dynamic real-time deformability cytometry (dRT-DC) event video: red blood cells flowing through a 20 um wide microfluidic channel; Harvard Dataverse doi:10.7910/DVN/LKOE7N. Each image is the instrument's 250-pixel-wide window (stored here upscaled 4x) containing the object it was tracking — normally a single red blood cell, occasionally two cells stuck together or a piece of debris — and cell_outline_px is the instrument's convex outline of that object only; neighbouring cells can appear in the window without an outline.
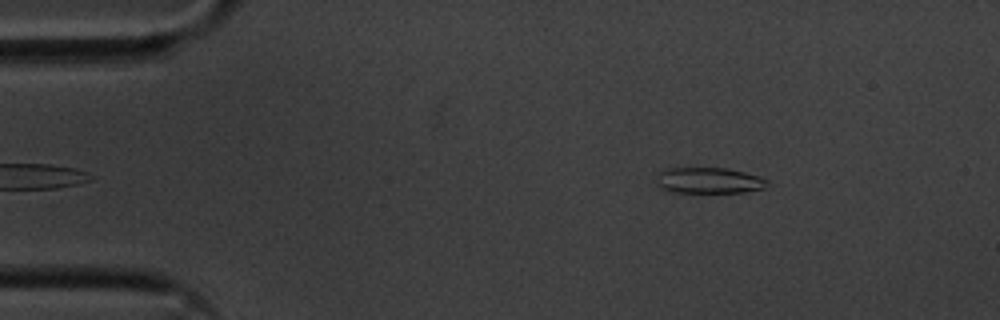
{"species": "common noctule bat (a hibernating species)", "species_latin": "Nyctalus noctula", "temperature_condition": "cold", "stored_images_in_passage": 50, "camera_frame_rate_fps": 3000, "um_per_image_px": 0.085, "animal": {"sex": "male", "body_mass_g": 20.1, "forearm_length_mm": 53.5}, "frame": {"image": 1, "passage_image": 2, "time_ms": 0.333, "image_size_px": [1000, 320], "cell_outline_px": [[768, 188], [744, 192], [676, 192], [660, 188], [656, 176], [664, 168], [724, 168], [744, 172], [760, 176], [768, 180]], "centroid_in_image_um": [60.3, 15.34], "position_along_channel_um": 24.7, "area_um2": 16.76}}
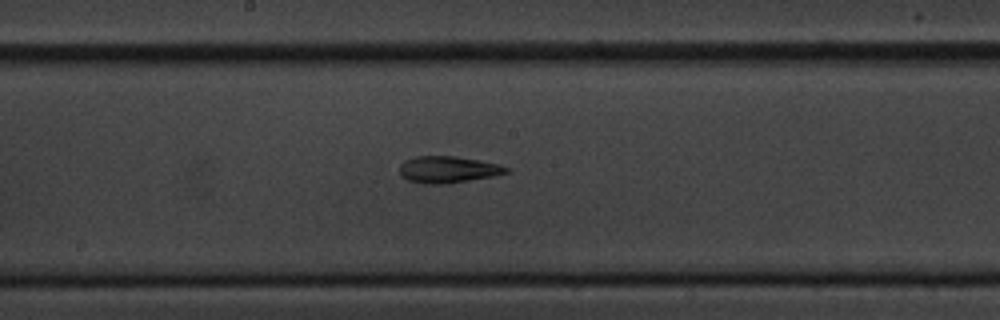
{"frame": {"image": 2, "passage_image": 23, "time_ms": 7.333, "image_size_px": [1000, 320], "cell_outline_px": [[512, 172], [496, 176], [448, 184], [424, 184], [408, 180], [400, 176], [400, 164], [404, 160], [416, 156], [456, 156], [500, 164], [512, 168]], "centroid_in_image_um": [38.14, 14.42], "position_along_channel_um": 210.1, "area_um2": 17.05}}
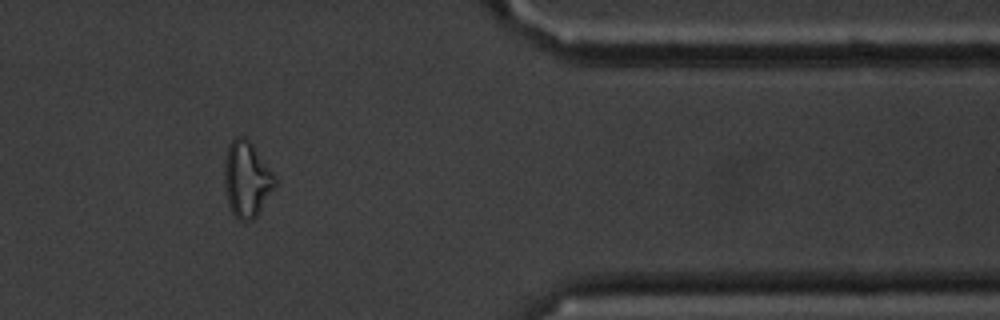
{"frame": {"image": 3, "passage_image": 40, "time_ms": 13.0, "image_size_px": [1000, 320], "cell_outline_px": [[276, 184], [256, 216], [252, 220], [244, 224], [236, 220], [228, 204], [224, 180], [224, 160], [228, 144], [236, 136], [244, 136], [252, 144], [276, 176]], "centroid_in_image_um": [20.95, 15.26], "position_along_channel_um": 390.5, "area_um2": 22.48}, "authors_computed_cell_mechanics": {"area_um2": 17.051, "velocity_mm_per_s": 3.5617, "shape_relaxation_time_tau1_ms": null, "shape_relaxation_time_tau2_ms": 9.5385, "deformation_change_tau1": null, "deformation_change_tau2": 0.2208}}